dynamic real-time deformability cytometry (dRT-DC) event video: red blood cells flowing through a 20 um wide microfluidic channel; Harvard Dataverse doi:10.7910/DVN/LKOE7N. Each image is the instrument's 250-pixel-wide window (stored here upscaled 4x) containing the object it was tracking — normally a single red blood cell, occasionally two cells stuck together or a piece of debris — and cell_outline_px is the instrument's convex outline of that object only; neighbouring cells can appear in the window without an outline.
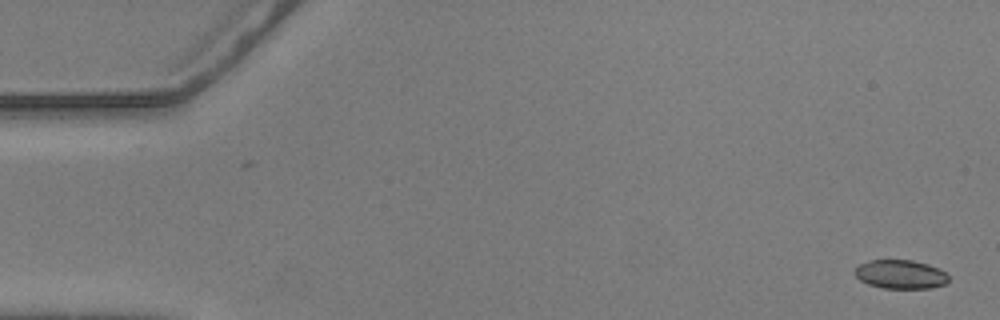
{"species": "common noctule bat (a hibernating species)", "species_latin": "Nyctalus noctula", "temperature_condition": "warm", "stored_images_in_passage": 48, "camera_frame_rate_fps": 3000, "um_per_image_px": 0.085, "animal": {"sex": "male", "body_mass_g": 20.5, "forearm_length_mm": 52.5}, "frame": {"image": 1, "passage_image": 1, "time_ms": 0.0, "image_size_px": [1000, 320], "cell_outline_px": [[948, 280], [944, 284], [932, 288], [884, 288], [868, 284], [860, 280], [852, 272], [860, 264], [872, 260], [912, 260], [928, 264], [944, 272], [948, 276]], "centroid_in_image_um": [76.52, 23.32], "position_along_channel_um": 8.5, "area_um2": 15.61}}
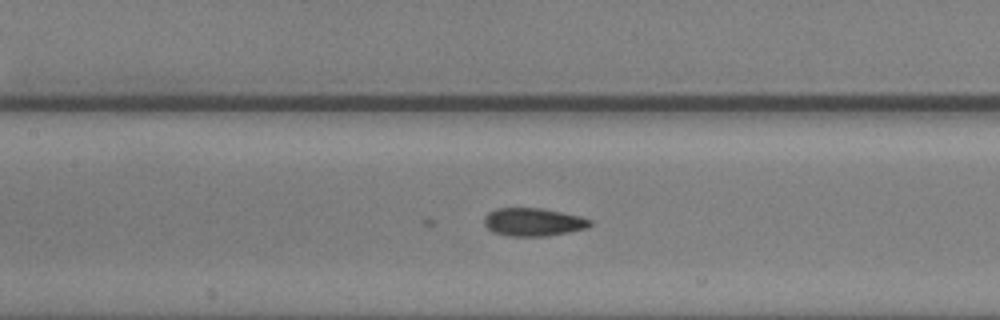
{"frame": {"image": 2, "passage_image": 25, "time_ms": 8.0, "image_size_px": [1000, 320], "cell_outline_px": [[592, 224], [588, 228], [548, 236], [508, 236], [492, 232], [484, 224], [484, 216], [488, 212], [496, 208], [540, 208], [580, 216], [592, 220]], "centroid_in_image_um": [45.31, 18.88], "position_along_channel_um": 162.1, "area_um2": 17.4}}
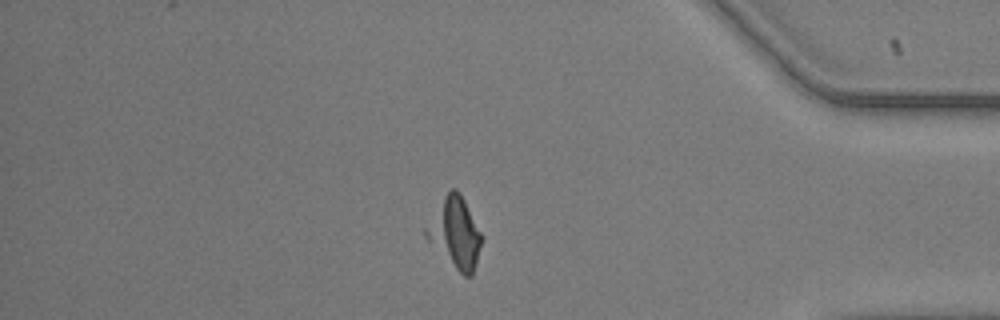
{"frame": {"image": 3, "passage_image": 47, "time_ms": 15.333, "image_size_px": [1000, 320], "cell_outline_px": [[480, 244], [476, 264], [472, 276], [464, 276], [424, 236], [424, 228], [444, 196], [452, 188], [456, 188], [460, 192], [480, 232]], "centroid_in_image_um": [38.67, 19.77], "position_along_channel_um": 396.5, "area_um2": 21.79}}